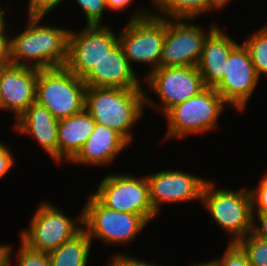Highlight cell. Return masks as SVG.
<instances>
[{
	"instance_id": "18",
	"label": "cell",
	"mask_w": 267,
	"mask_h": 266,
	"mask_svg": "<svg viewBox=\"0 0 267 266\" xmlns=\"http://www.w3.org/2000/svg\"><path fill=\"white\" fill-rule=\"evenodd\" d=\"M137 74L117 43L83 81L90 87L143 89V79H139Z\"/></svg>"
},
{
	"instance_id": "21",
	"label": "cell",
	"mask_w": 267,
	"mask_h": 266,
	"mask_svg": "<svg viewBox=\"0 0 267 266\" xmlns=\"http://www.w3.org/2000/svg\"><path fill=\"white\" fill-rule=\"evenodd\" d=\"M150 16L163 19H196L216 11L209 0H149ZM153 7V8H152ZM154 9V10H152Z\"/></svg>"
},
{
	"instance_id": "8",
	"label": "cell",
	"mask_w": 267,
	"mask_h": 266,
	"mask_svg": "<svg viewBox=\"0 0 267 266\" xmlns=\"http://www.w3.org/2000/svg\"><path fill=\"white\" fill-rule=\"evenodd\" d=\"M86 84L66 67L39 70L35 102L45 106L57 119L68 118L85 109Z\"/></svg>"
},
{
	"instance_id": "34",
	"label": "cell",
	"mask_w": 267,
	"mask_h": 266,
	"mask_svg": "<svg viewBox=\"0 0 267 266\" xmlns=\"http://www.w3.org/2000/svg\"><path fill=\"white\" fill-rule=\"evenodd\" d=\"M12 248L10 244H0V266H11L10 264L14 260L12 258L14 248Z\"/></svg>"
},
{
	"instance_id": "23",
	"label": "cell",
	"mask_w": 267,
	"mask_h": 266,
	"mask_svg": "<svg viewBox=\"0 0 267 266\" xmlns=\"http://www.w3.org/2000/svg\"><path fill=\"white\" fill-rule=\"evenodd\" d=\"M242 43L249 52L257 76L267 77V25L248 33Z\"/></svg>"
},
{
	"instance_id": "4",
	"label": "cell",
	"mask_w": 267,
	"mask_h": 266,
	"mask_svg": "<svg viewBox=\"0 0 267 266\" xmlns=\"http://www.w3.org/2000/svg\"><path fill=\"white\" fill-rule=\"evenodd\" d=\"M201 206L230 238L228 243H238L252 232V198L249 187H218L215 180L208 178L202 190Z\"/></svg>"
},
{
	"instance_id": "39",
	"label": "cell",
	"mask_w": 267,
	"mask_h": 266,
	"mask_svg": "<svg viewBox=\"0 0 267 266\" xmlns=\"http://www.w3.org/2000/svg\"><path fill=\"white\" fill-rule=\"evenodd\" d=\"M2 111V107H1V95H0V112Z\"/></svg>"
},
{
	"instance_id": "19",
	"label": "cell",
	"mask_w": 267,
	"mask_h": 266,
	"mask_svg": "<svg viewBox=\"0 0 267 266\" xmlns=\"http://www.w3.org/2000/svg\"><path fill=\"white\" fill-rule=\"evenodd\" d=\"M218 26L204 41L201 58L197 65L205 87L214 88L224 75L225 62L230 52L239 44L230 34Z\"/></svg>"
},
{
	"instance_id": "24",
	"label": "cell",
	"mask_w": 267,
	"mask_h": 266,
	"mask_svg": "<svg viewBox=\"0 0 267 266\" xmlns=\"http://www.w3.org/2000/svg\"><path fill=\"white\" fill-rule=\"evenodd\" d=\"M246 253L251 266H267V241L248 233L237 243Z\"/></svg>"
},
{
	"instance_id": "32",
	"label": "cell",
	"mask_w": 267,
	"mask_h": 266,
	"mask_svg": "<svg viewBox=\"0 0 267 266\" xmlns=\"http://www.w3.org/2000/svg\"><path fill=\"white\" fill-rule=\"evenodd\" d=\"M10 28L0 29V66L10 64Z\"/></svg>"
},
{
	"instance_id": "37",
	"label": "cell",
	"mask_w": 267,
	"mask_h": 266,
	"mask_svg": "<svg viewBox=\"0 0 267 266\" xmlns=\"http://www.w3.org/2000/svg\"><path fill=\"white\" fill-rule=\"evenodd\" d=\"M210 3L217 9V11L222 10L225 8L230 2L232 3L233 1L231 0H209Z\"/></svg>"
},
{
	"instance_id": "7",
	"label": "cell",
	"mask_w": 267,
	"mask_h": 266,
	"mask_svg": "<svg viewBox=\"0 0 267 266\" xmlns=\"http://www.w3.org/2000/svg\"><path fill=\"white\" fill-rule=\"evenodd\" d=\"M80 211L73 218L53 202L43 200L34 211L27 228L20 230L19 238L30 249L49 253L83 229V210Z\"/></svg>"
},
{
	"instance_id": "6",
	"label": "cell",
	"mask_w": 267,
	"mask_h": 266,
	"mask_svg": "<svg viewBox=\"0 0 267 266\" xmlns=\"http://www.w3.org/2000/svg\"><path fill=\"white\" fill-rule=\"evenodd\" d=\"M87 195L83 210V229L94 243L129 246L149 223L140 215L119 212L104 206L92 193Z\"/></svg>"
},
{
	"instance_id": "36",
	"label": "cell",
	"mask_w": 267,
	"mask_h": 266,
	"mask_svg": "<svg viewBox=\"0 0 267 266\" xmlns=\"http://www.w3.org/2000/svg\"><path fill=\"white\" fill-rule=\"evenodd\" d=\"M2 2L0 1V29H3V28H10L9 26V23L7 21V14L6 12H8V8L7 7H3L4 5H1ZM6 13V14H5ZM8 26V27H7Z\"/></svg>"
},
{
	"instance_id": "33",
	"label": "cell",
	"mask_w": 267,
	"mask_h": 266,
	"mask_svg": "<svg viewBox=\"0 0 267 266\" xmlns=\"http://www.w3.org/2000/svg\"><path fill=\"white\" fill-rule=\"evenodd\" d=\"M252 233L267 241V213H252ZM258 224V225H257Z\"/></svg>"
},
{
	"instance_id": "16",
	"label": "cell",
	"mask_w": 267,
	"mask_h": 266,
	"mask_svg": "<svg viewBox=\"0 0 267 266\" xmlns=\"http://www.w3.org/2000/svg\"><path fill=\"white\" fill-rule=\"evenodd\" d=\"M58 122L45 106L34 102L13 122L12 129L17 136H30L57 164Z\"/></svg>"
},
{
	"instance_id": "10",
	"label": "cell",
	"mask_w": 267,
	"mask_h": 266,
	"mask_svg": "<svg viewBox=\"0 0 267 266\" xmlns=\"http://www.w3.org/2000/svg\"><path fill=\"white\" fill-rule=\"evenodd\" d=\"M110 172L103 176L92 194L106 207L142 216L148 223L158 215L150 203L146 175Z\"/></svg>"
},
{
	"instance_id": "11",
	"label": "cell",
	"mask_w": 267,
	"mask_h": 266,
	"mask_svg": "<svg viewBox=\"0 0 267 266\" xmlns=\"http://www.w3.org/2000/svg\"><path fill=\"white\" fill-rule=\"evenodd\" d=\"M195 19H166V36L160 67L197 66L207 36L218 26L215 20L203 28Z\"/></svg>"
},
{
	"instance_id": "27",
	"label": "cell",
	"mask_w": 267,
	"mask_h": 266,
	"mask_svg": "<svg viewBox=\"0 0 267 266\" xmlns=\"http://www.w3.org/2000/svg\"><path fill=\"white\" fill-rule=\"evenodd\" d=\"M211 260L216 266H251L246 253L237 243H227L223 255Z\"/></svg>"
},
{
	"instance_id": "28",
	"label": "cell",
	"mask_w": 267,
	"mask_h": 266,
	"mask_svg": "<svg viewBox=\"0 0 267 266\" xmlns=\"http://www.w3.org/2000/svg\"><path fill=\"white\" fill-rule=\"evenodd\" d=\"M258 186L249 189L252 198V213H267V171L262 173Z\"/></svg>"
},
{
	"instance_id": "5",
	"label": "cell",
	"mask_w": 267,
	"mask_h": 266,
	"mask_svg": "<svg viewBox=\"0 0 267 266\" xmlns=\"http://www.w3.org/2000/svg\"><path fill=\"white\" fill-rule=\"evenodd\" d=\"M225 106L229 107L214 88L205 87L194 97L172 107L163 116L167 122L163 143L172 139L184 140V137L197 134L206 135L210 131L212 133L218 129V120L224 114Z\"/></svg>"
},
{
	"instance_id": "29",
	"label": "cell",
	"mask_w": 267,
	"mask_h": 266,
	"mask_svg": "<svg viewBox=\"0 0 267 266\" xmlns=\"http://www.w3.org/2000/svg\"><path fill=\"white\" fill-rule=\"evenodd\" d=\"M110 257L108 261L106 260L107 264L105 263V266H162L153 261L144 260L142 257L131 255L126 251L123 253L116 250Z\"/></svg>"
},
{
	"instance_id": "12",
	"label": "cell",
	"mask_w": 267,
	"mask_h": 266,
	"mask_svg": "<svg viewBox=\"0 0 267 266\" xmlns=\"http://www.w3.org/2000/svg\"><path fill=\"white\" fill-rule=\"evenodd\" d=\"M70 28L68 58L65 67L84 79L118 43L109 25H85L79 31Z\"/></svg>"
},
{
	"instance_id": "13",
	"label": "cell",
	"mask_w": 267,
	"mask_h": 266,
	"mask_svg": "<svg viewBox=\"0 0 267 266\" xmlns=\"http://www.w3.org/2000/svg\"><path fill=\"white\" fill-rule=\"evenodd\" d=\"M259 82L261 81L256 74L249 52L240 41L230 52L225 62L224 75L214 89L229 108L241 113L246 111Z\"/></svg>"
},
{
	"instance_id": "15",
	"label": "cell",
	"mask_w": 267,
	"mask_h": 266,
	"mask_svg": "<svg viewBox=\"0 0 267 266\" xmlns=\"http://www.w3.org/2000/svg\"><path fill=\"white\" fill-rule=\"evenodd\" d=\"M39 69L8 64L0 66V95L2 111L12 114L16 121L35 102Z\"/></svg>"
},
{
	"instance_id": "26",
	"label": "cell",
	"mask_w": 267,
	"mask_h": 266,
	"mask_svg": "<svg viewBox=\"0 0 267 266\" xmlns=\"http://www.w3.org/2000/svg\"><path fill=\"white\" fill-rule=\"evenodd\" d=\"M18 242L20 247L14 257L16 266H51L48 253L30 249L21 240Z\"/></svg>"
},
{
	"instance_id": "35",
	"label": "cell",
	"mask_w": 267,
	"mask_h": 266,
	"mask_svg": "<svg viewBox=\"0 0 267 266\" xmlns=\"http://www.w3.org/2000/svg\"><path fill=\"white\" fill-rule=\"evenodd\" d=\"M134 0H106V5L108 8V11L121 13L122 11L125 12L127 8L132 6V3Z\"/></svg>"
},
{
	"instance_id": "22",
	"label": "cell",
	"mask_w": 267,
	"mask_h": 266,
	"mask_svg": "<svg viewBox=\"0 0 267 266\" xmlns=\"http://www.w3.org/2000/svg\"><path fill=\"white\" fill-rule=\"evenodd\" d=\"M93 242L82 229L69 241L48 253L51 266H88Z\"/></svg>"
},
{
	"instance_id": "2",
	"label": "cell",
	"mask_w": 267,
	"mask_h": 266,
	"mask_svg": "<svg viewBox=\"0 0 267 266\" xmlns=\"http://www.w3.org/2000/svg\"><path fill=\"white\" fill-rule=\"evenodd\" d=\"M85 110L96 123L117 131L132 144V129L146 112L145 90L87 86Z\"/></svg>"
},
{
	"instance_id": "38",
	"label": "cell",
	"mask_w": 267,
	"mask_h": 266,
	"mask_svg": "<svg viewBox=\"0 0 267 266\" xmlns=\"http://www.w3.org/2000/svg\"><path fill=\"white\" fill-rule=\"evenodd\" d=\"M189 266H216V264L212 260L203 261V262H194L193 264H190Z\"/></svg>"
},
{
	"instance_id": "31",
	"label": "cell",
	"mask_w": 267,
	"mask_h": 266,
	"mask_svg": "<svg viewBox=\"0 0 267 266\" xmlns=\"http://www.w3.org/2000/svg\"><path fill=\"white\" fill-rule=\"evenodd\" d=\"M12 149L8 144L0 141V179L5 177L9 171L15 166V160Z\"/></svg>"
},
{
	"instance_id": "30",
	"label": "cell",
	"mask_w": 267,
	"mask_h": 266,
	"mask_svg": "<svg viewBox=\"0 0 267 266\" xmlns=\"http://www.w3.org/2000/svg\"><path fill=\"white\" fill-rule=\"evenodd\" d=\"M65 0H27L26 17H45Z\"/></svg>"
},
{
	"instance_id": "14",
	"label": "cell",
	"mask_w": 267,
	"mask_h": 266,
	"mask_svg": "<svg viewBox=\"0 0 267 266\" xmlns=\"http://www.w3.org/2000/svg\"><path fill=\"white\" fill-rule=\"evenodd\" d=\"M149 198L154 212L161 215L162 206L199 201L208 177L198 176L185 170L166 169L146 174Z\"/></svg>"
},
{
	"instance_id": "1",
	"label": "cell",
	"mask_w": 267,
	"mask_h": 266,
	"mask_svg": "<svg viewBox=\"0 0 267 266\" xmlns=\"http://www.w3.org/2000/svg\"><path fill=\"white\" fill-rule=\"evenodd\" d=\"M45 18L27 17L17 35L9 30L10 64L39 70L65 67L70 29L42 23Z\"/></svg>"
},
{
	"instance_id": "25",
	"label": "cell",
	"mask_w": 267,
	"mask_h": 266,
	"mask_svg": "<svg viewBox=\"0 0 267 266\" xmlns=\"http://www.w3.org/2000/svg\"><path fill=\"white\" fill-rule=\"evenodd\" d=\"M83 11L85 25H108L103 21L104 12L108 10L106 0H73ZM104 22V24L102 23Z\"/></svg>"
},
{
	"instance_id": "9",
	"label": "cell",
	"mask_w": 267,
	"mask_h": 266,
	"mask_svg": "<svg viewBox=\"0 0 267 266\" xmlns=\"http://www.w3.org/2000/svg\"><path fill=\"white\" fill-rule=\"evenodd\" d=\"M146 82V83H144ZM155 100L145 91V108H152L163 116L175 105L197 95L205 85L197 66L159 67L143 79Z\"/></svg>"
},
{
	"instance_id": "17",
	"label": "cell",
	"mask_w": 267,
	"mask_h": 266,
	"mask_svg": "<svg viewBox=\"0 0 267 266\" xmlns=\"http://www.w3.org/2000/svg\"><path fill=\"white\" fill-rule=\"evenodd\" d=\"M131 144L117 131L96 123L92 134L77 155L68 164L87 167L109 166L117 161L121 152L127 151Z\"/></svg>"
},
{
	"instance_id": "20",
	"label": "cell",
	"mask_w": 267,
	"mask_h": 266,
	"mask_svg": "<svg viewBox=\"0 0 267 266\" xmlns=\"http://www.w3.org/2000/svg\"><path fill=\"white\" fill-rule=\"evenodd\" d=\"M96 122L84 109L68 118L60 119L58 122V145L57 163H69L88 140Z\"/></svg>"
},
{
	"instance_id": "3",
	"label": "cell",
	"mask_w": 267,
	"mask_h": 266,
	"mask_svg": "<svg viewBox=\"0 0 267 266\" xmlns=\"http://www.w3.org/2000/svg\"><path fill=\"white\" fill-rule=\"evenodd\" d=\"M148 6L137 7L118 32V43L132 69L133 65L150 67L143 79L160 67V58L166 36V19L150 16ZM135 67V68H134Z\"/></svg>"
}]
</instances>
